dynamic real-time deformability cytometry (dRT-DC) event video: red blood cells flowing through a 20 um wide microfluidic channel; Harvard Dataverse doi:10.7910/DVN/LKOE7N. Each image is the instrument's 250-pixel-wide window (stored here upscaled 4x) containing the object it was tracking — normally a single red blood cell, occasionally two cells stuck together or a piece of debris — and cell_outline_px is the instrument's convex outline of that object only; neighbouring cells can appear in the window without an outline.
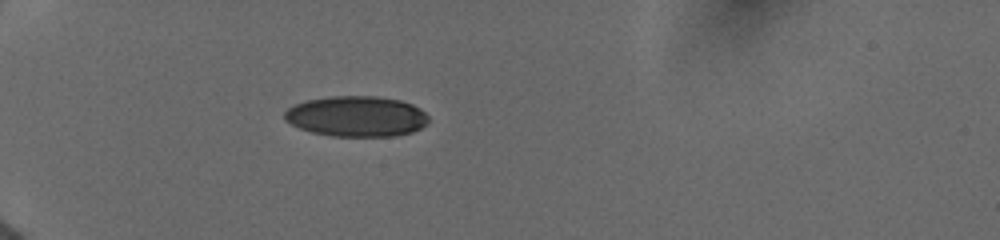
{"species": "human", "species_latin": "Homo sapiens", "temperature_condition": "cold", "stored_images_in_passage": 44, "camera_frame_rate_fps": 3000, "um_per_image_px": 0.085, "donor": {"sex": "female"}, "frame": {"image": 1, "passage_image": 1, "time_ms": 0.0, "image_size_px": [1000, 240], "cell_outline_px": [[428, 120], [420, 128], [412, 132], [396, 136], [332, 136], [312, 132], [300, 128], [284, 120], [284, 112], [292, 104], [308, 100], [332, 96], [376, 96], [400, 100], [412, 104], [420, 108], [428, 116]], "centroid_in_image_um": [30.29, 9.88], "position_along_channel_um": 54.7, "area_um2": 34.04}}
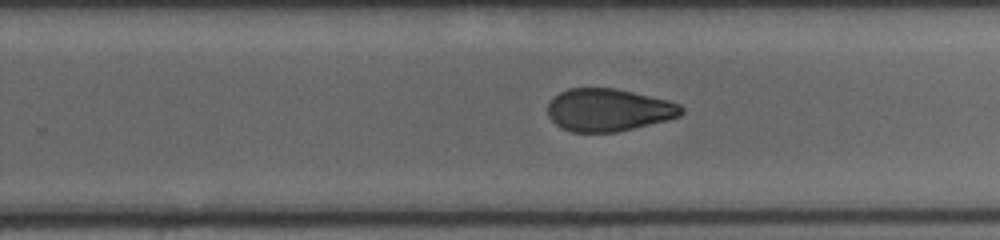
{"frame": {"image": 2, "passage_image": 22, "time_ms": 6.333, "image_size_px": [1000, 240], "cell_outline_px": [[684, 112], [680, 116], [668, 120], [616, 132], [572, 132], [560, 128], [548, 116], [548, 104], [552, 96], [568, 88], [616, 88], [668, 100], [680, 104], [684, 108]], "centroid_in_image_um": [51.72, 9.34], "position_along_channel_um": 278.1, "area_um2": 33.41}}
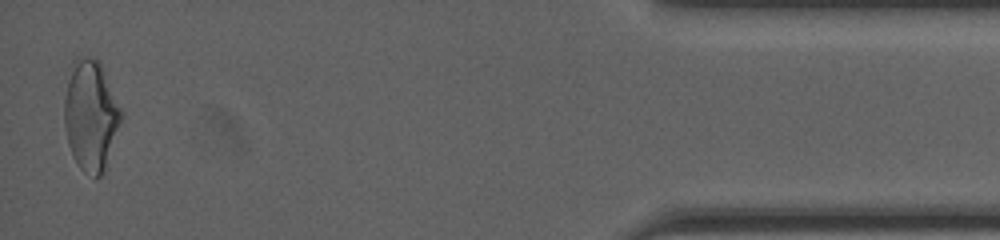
{"frame": {"image": 3, "passage_image": 44, "time_ms": 11.667, "image_size_px": [1000, 240], "cell_outline_px": [[120, 120], [104, 172], [96, 180], [80, 168], [72, 156], [68, 144], [64, 124], [64, 100], [72, 60], [76, 56], [84, 56], [100, 60], [120, 108]], "centroid_in_image_um": [7.67, 9.79], "position_along_channel_um": 427.5, "area_um2": 36.36}, "authors_computed_cell_mechanics": {"area_um2": 34.5066, "velocity_mm_per_s": 3.9746, "shape_relaxation_time_tau1_ms": null, "shape_relaxation_time_tau2_ms": 2.1635, "deformation_change_tau1": null, "deformation_change_tau2": 0.0789}}